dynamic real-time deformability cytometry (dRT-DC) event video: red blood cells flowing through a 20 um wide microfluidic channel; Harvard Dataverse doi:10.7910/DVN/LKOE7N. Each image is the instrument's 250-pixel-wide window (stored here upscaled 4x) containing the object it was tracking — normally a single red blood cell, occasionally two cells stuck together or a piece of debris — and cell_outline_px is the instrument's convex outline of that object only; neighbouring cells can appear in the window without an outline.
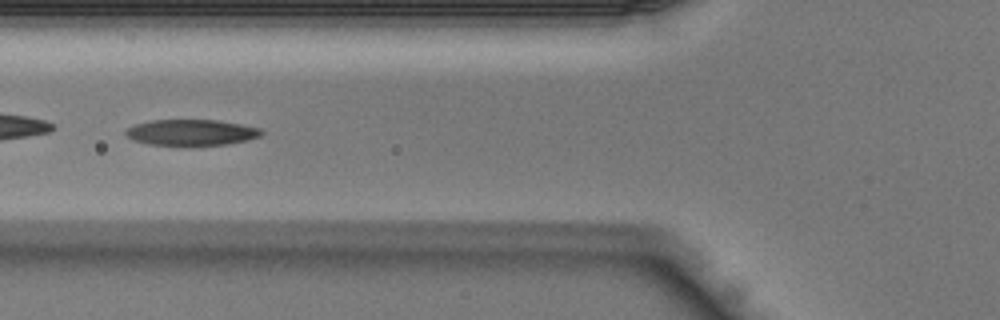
{"species": "Egyptian fruit bat (a non-hibernating species)", "species_latin": "Rousettus aegyptiacus", "temperature_condition": "warm", "stored_images_in_passage": 30, "camera_frame_rate_fps": 3000, "um_per_image_px": 0.085, "animal": {"sex": "male"}, "frame": {"image": 1, "passage_image": 5, "time_ms": 1.333, "image_size_px": [1000, 320], "cell_outline_px": [[264, 132], [260, 136], [248, 140], [228, 144], [196, 148], [180, 148], [148, 144], [136, 140], [128, 136], [124, 132], [128, 128], [136, 124], [152, 120], [216, 120], [240, 124], [260, 128]], "centroid_in_image_um": [16.29, 11.31], "position_along_channel_um": 109.5, "area_um2": 21.39}}
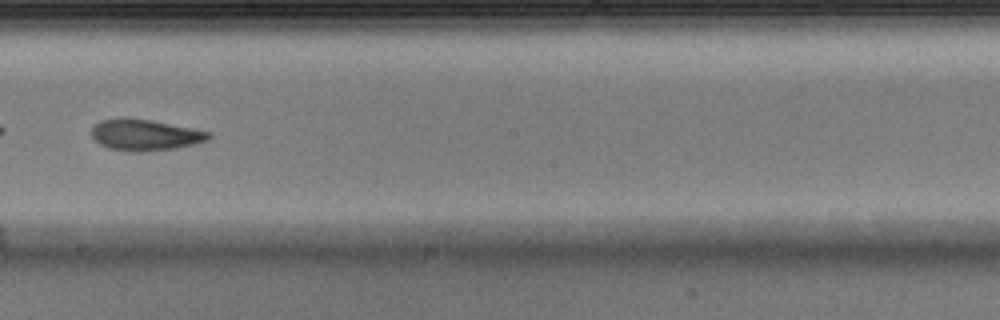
{"frame": {"image": 2, "passage_image": 13, "time_ms": 4.0, "image_size_px": [1000, 320], "cell_outline_px": [[212, 136], [208, 140], [196, 144], [176, 148], [140, 152], [108, 148], [100, 144], [92, 136], [92, 124], [100, 120], [120, 116], [152, 120], [212, 132]], "centroid_in_image_um": [12.33, 11.44], "position_along_channel_um": 235.9, "area_um2": 21.62}}
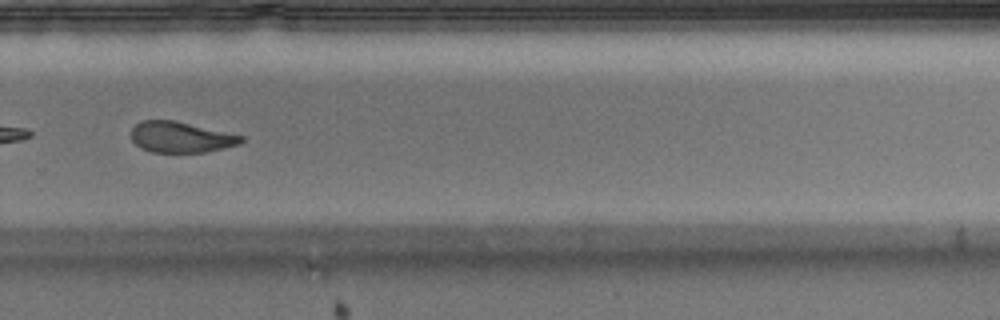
{"frame": {"image": 3, "passage_image": 18, "time_ms": 5.667, "image_size_px": [1000, 320], "cell_outline_px": [[244, 140], [240, 144], [224, 148], [204, 152], [152, 152], [140, 148], [132, 140], [132, 128], [140, 120], [172, 120], [244, 136]], "centroid_in_image_um": [15.35, 11.66], "position_along_channel_um": 314.4, "area_um2": 19.59}}